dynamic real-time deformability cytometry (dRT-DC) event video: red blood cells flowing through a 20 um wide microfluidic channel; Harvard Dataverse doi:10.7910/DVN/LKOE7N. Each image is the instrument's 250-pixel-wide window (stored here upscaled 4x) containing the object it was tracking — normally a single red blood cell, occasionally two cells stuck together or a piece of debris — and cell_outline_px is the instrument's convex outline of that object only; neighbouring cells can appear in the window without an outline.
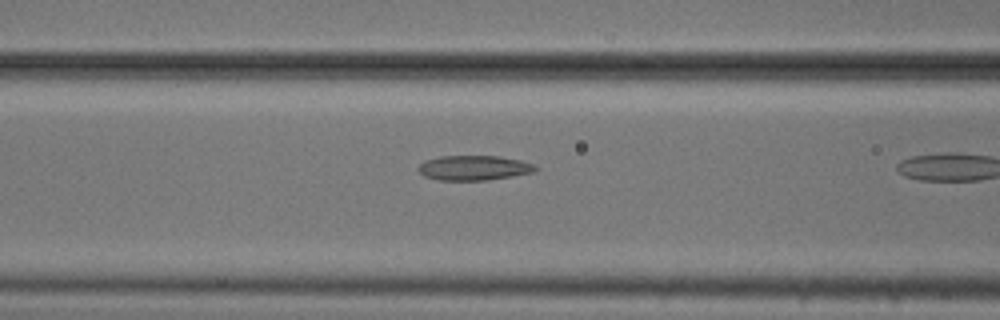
{"species": "common noctule bat (a hibernating species)", "species_latin": "Nyctalus noctula", "temperature_condition": "cold", "stored_images_in_passage": 11, "camera_frame_rate_fps": 3000, "um_per_image_px": 0.085, "animal": {"sex": "male", "body_mass_g": 20.5, "forearm_length_mm": 52.5}, "frame": {"image": 1, "passage_image": 10, "time_ms": 3.0, "image_size_px": [1000, 320], "cell_outline_px": [[540, 168], [532, 172], [512, 176], [488, 180], [440, 180], [424, 176], [416, 168], [424, 160], [440, 156], [500, 156], [520, 160], [536, 164]], "centroid_in_image_um": [40.29, 14.26], "position_along_channel_um": 126.3, "area_um2": 17.05}}